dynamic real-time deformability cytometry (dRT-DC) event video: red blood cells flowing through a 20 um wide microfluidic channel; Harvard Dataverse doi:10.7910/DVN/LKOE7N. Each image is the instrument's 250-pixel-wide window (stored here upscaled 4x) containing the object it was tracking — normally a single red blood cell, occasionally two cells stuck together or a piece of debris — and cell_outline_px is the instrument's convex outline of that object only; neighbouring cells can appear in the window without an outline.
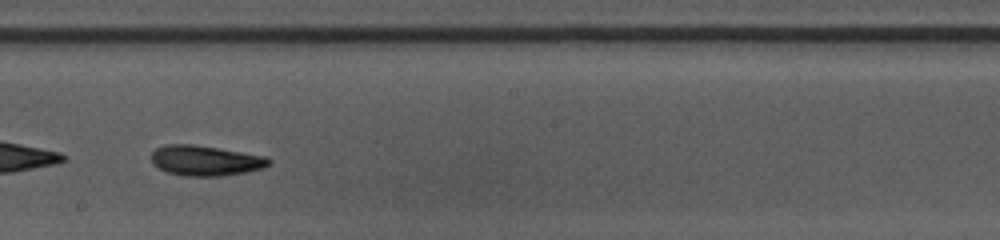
{"species": "common noctule bat (a hibernating species)", "species_latin": "Nyctalus noctula", "temperature_condition": "warm", "stored_images_in_passage": 34, "camera_frame_rate_fps": 3000, "um_per_image_px": 0.085, "animal": {"sex": "female", "body_mass_g": 10.0, "forearm_length_mm": 53.1}, "frame": {"image": 1, "passage_image": 20, "time_ms": 6.333, "image_size_px": [1000, 240], "cell_outline_px": [[272, 160], [264, 168], [244, 172], [220, 176], [184, 176], [168, 172], [156, 168], [152, 164], [152, 152], [156, 148], [164, 144], [192, 144], [220, 148], [268, 156]], "centroid_in_image_um": [17.45, 13.64], "position_along_channel_um": 230.7, "area_um2": 20.92}}
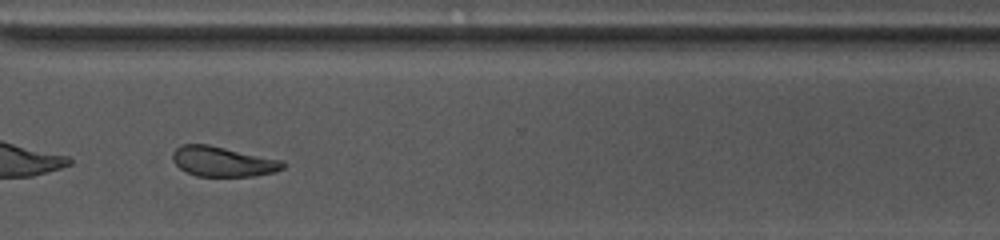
{"frame": {"image": 2, "passage_image": 29, "time_ms": 9.333, "image_size_px": [1000, 240], "cell_outline_px": [[284, 168], [276, 172], [256, 176], [196, 176], [180, 168], [172, 160], [172, 152], [180, 144], [208, 144], [284, 160]], "centroid_in_image_um": [18.96, 13.72], "position_along_channel_um": 351.6, "area_um2": 19.48}, "authors_computed_cell_mechanics": {"area_um2": 20.7791, "velocity_mm_per_s": 4.0423, "shape_relaxation_time_tau1_ms": 3.2117, "shape_relaxation_time_tau2_ms": 3.7616, "deformation_change_tau1": 0.1389, "deformation_change_tau2": 0.0971}}